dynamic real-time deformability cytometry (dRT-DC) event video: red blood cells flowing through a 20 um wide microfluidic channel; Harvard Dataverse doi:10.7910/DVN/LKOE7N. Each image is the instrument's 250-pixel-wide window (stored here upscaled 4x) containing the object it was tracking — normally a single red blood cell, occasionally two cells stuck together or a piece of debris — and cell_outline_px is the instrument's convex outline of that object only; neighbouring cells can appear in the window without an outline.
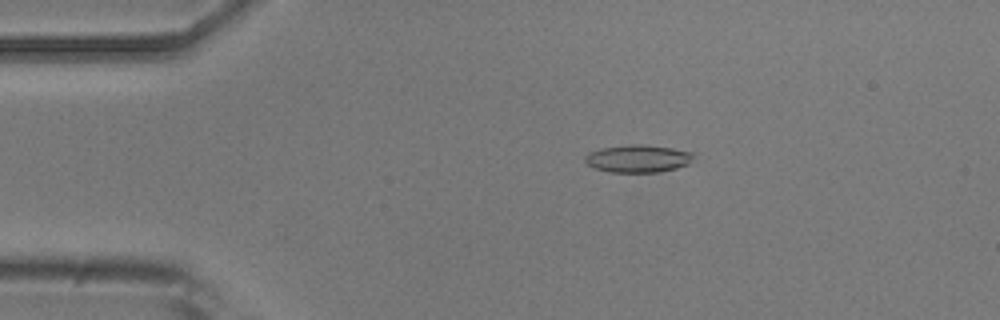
{"species": "common noctule bat (a hibernating species)", "species_latin": "Nyctalus noctula", "temperature_condition": "room temperature", "stored_images_in_passage": 5, "camera_frame_rate_fps": 3000, "um_per_image_px": 0.085, "animal": {"sex": "male", "body_mass_g": 20.5, "forearm_length_mm": 52.5}, "frame": {"image": 1, "passage_image": 3, "time_ms": 2.333, "image_size_px": [1000, 320], "cell_outline_px": [[696, 156], [688, 164], [676, 168], [660, 172], [608, 172], [596, 168], [588, 164], [584, 160], [584, 156], [588, 152], [600, 148], [632, 144], [644, 144], [672, 148], [696, 152]], "centroid_in_image_um": [54.26, 13.47], "position_along_channel_um": 30.7, "area_um2": 17.69}}
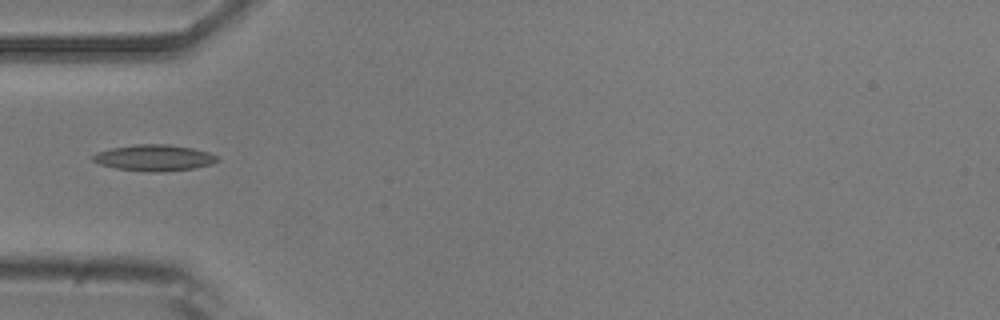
{"frame": {"image": 2, "passage_image": 5, "time_ms": 4.667, "image_size_px": [1000, 320], "cell_outline_px": [[220, 160], [212, 164], [196, 168], [160, 172], [148, 172], [116, 168], [100, 164], [92, 160], [92, 156], [96, 152], [112, 148], [136, 144], [168, 144], [192, 148], [208, 152], [216, 156]], "centroid_in_image_um": [13.12, 13.41], "position_along_channel_um": 71.9, "area_um2": 19.02}}